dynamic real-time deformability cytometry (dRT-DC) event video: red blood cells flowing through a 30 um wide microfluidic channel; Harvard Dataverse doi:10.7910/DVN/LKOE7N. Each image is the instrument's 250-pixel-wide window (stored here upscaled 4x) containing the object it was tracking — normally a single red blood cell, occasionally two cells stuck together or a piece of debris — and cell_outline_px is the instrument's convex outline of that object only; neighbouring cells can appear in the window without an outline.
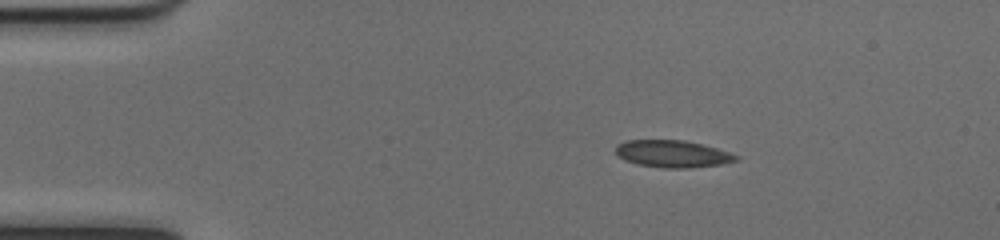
{"species": "common noctule bat (a hibernating species)", "species_latin": "Nyctalus noctula", "temperature_condition": "cold", "stored_images_in_passage": 43, "camera_frame_rate_fps": 3000, "um_per_image_px": 0.085, "animal": {"sex": "female", "body_mass_g": 17.0, "forearm_length_mm": 48.0}, "frame": {"image": 1, "passage_image": 1, "time_ms": 0.0, "image_size_px": [1000, 240], "cell_outline_px": [[740, 160], [720, 164], [688, 168], [664, 168], [636, 164], [624, 160], [616, 152], [616, 144], [624, 140], [684, 140], [716, 148], [740, 156]], "centroid_in_image_um": [57.15, 13.08], "position_along_channel_um": 27.8, "area_um2": 19.02}}
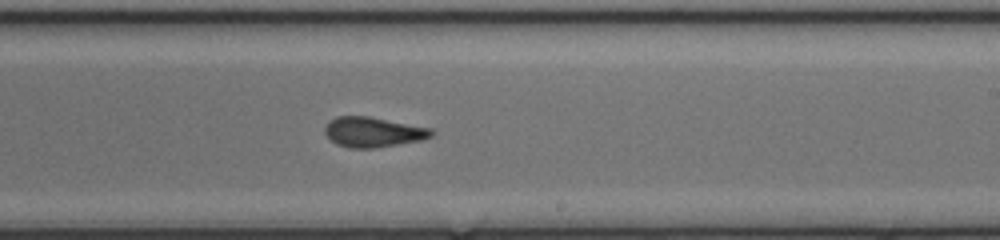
{"frame": {"image": 2, "passage_image": 23, "time_ms": 7.333, "image_size_px": [1000, 240], "cell_outline_px": [[432, 136], [420, 140], [376, 148], [348, 148], [336, 144], [324, 132], [324, 128], [328, 120], [336, 116], [368, 116], [432, 128]], "centroid_in_image_um": [31.67, 11.22], "position_along_channel_um": 257.3, "area_um2": 18.67}}
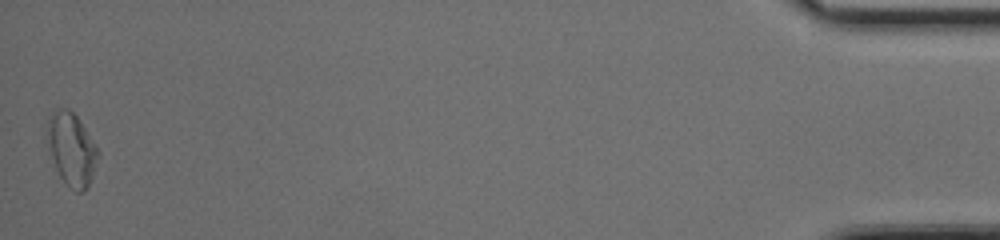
{"frame": {"image": 3, "passage_image": 43, "time_ms": 14.0, "image_size_px": [1000, 240], "cell_outline_px": [[100, 152], [92, 176], [84, 192], [76, 192], [60, 176], [56, 168], [48, 148], [48, 120], [60, 108], [68, 108], [76, 116]], "centroid_in_image_um": [6.1, 12.7], "position_along_channel_um": 429.1, "area_um2": 20.75}, "authors_computed_cell_mechanics": {"area_um2": 18.6694, "velocity_mm_per_s": 4.0152, "shape_relaxation_time_tau1_ms": null, "shape_relaxation_time_tau2_ms": 2.5778, "deformation_change_tau1": null, "deformation_change_tau2": 0.07}}